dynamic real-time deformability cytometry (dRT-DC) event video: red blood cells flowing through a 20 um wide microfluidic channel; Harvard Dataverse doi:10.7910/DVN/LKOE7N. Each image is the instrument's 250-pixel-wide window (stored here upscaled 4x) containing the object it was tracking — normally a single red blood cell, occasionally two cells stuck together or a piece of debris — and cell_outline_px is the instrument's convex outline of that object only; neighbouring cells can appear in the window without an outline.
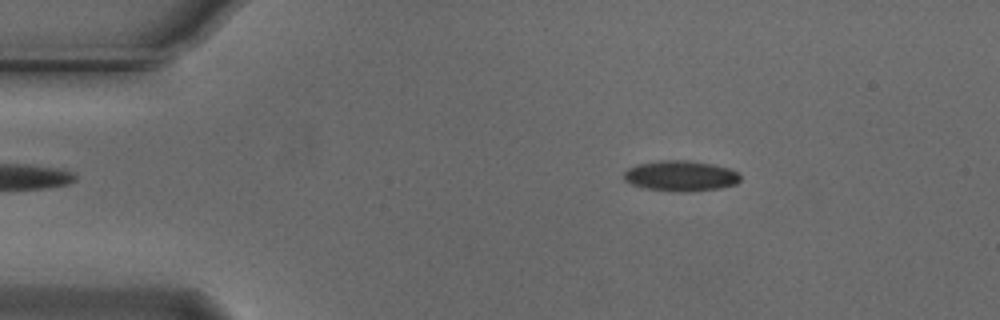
{"species": "Egyptian fruit bat (a non-hibernating species)", "species_latin": "Rousettus aegyptiacus", "temperature_condition": "cold", "stored_images_in_passage": 52, "camera_frame_rate_fps": 3000, "um_per_image_px": 0.085, "animal": {"sex": "male"}, "frame": {"image": 1, "passage_image": 8, "time_ms": 2.333, "image_size_px": [1000, 320], "cell_outline_px": [[740, 180], [736, 184], [720, 188], [684, 192], [676, 192], [644, 188], [632, 184], [624, 180], [624, 172], [628, 168], [640, 164], [660, 160], [684, 160], [712, 164], [728, 168], [736, 172], [740, 176]], "centroid_in_image_um": [57.84, 14.96], "position_along_channel_um": 27.2, "area_um2": 20.58}}
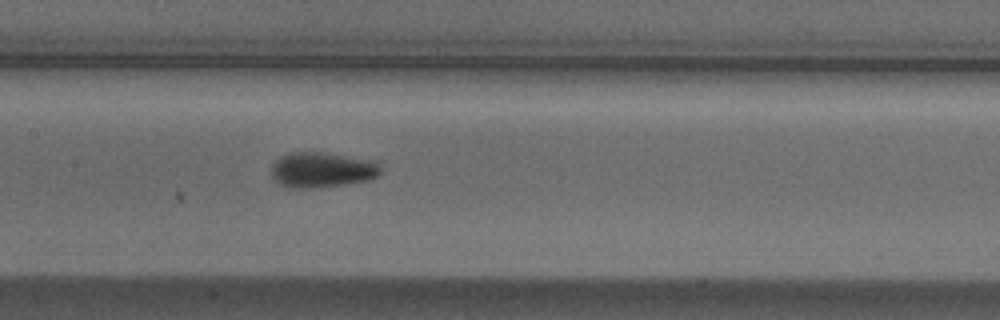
{"frame": {"image": 2, "passage_image": 25, "time_ms": 8.0, "image_size_px": [1000, 320], "cell_outline_px": [[380, 172], [376, 176], [368, 180], [320, 188], [288, 188], [280, 184], [272, 176], [272, 164], [280, 156], [292, 152], [320, 152], [376, 160], [380, 168]], "centroid_in_image_um": [27.36, 14.44], "position_along_channel_um": 180.0, "area_um2": 22.54}}
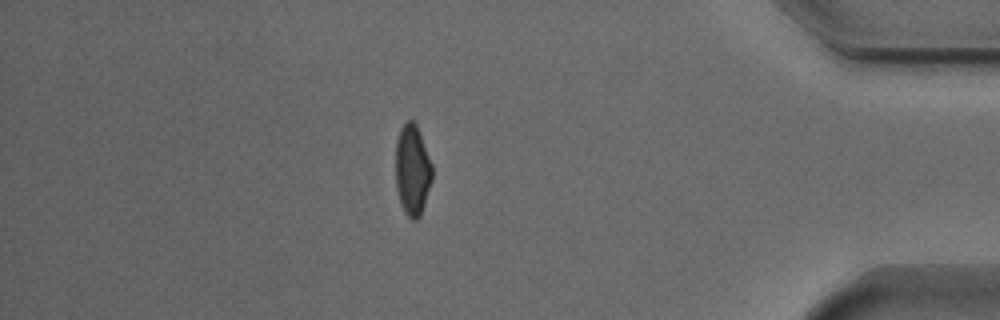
{"frame": {"image": 3, "passage_image": 46, "time_ms": 15.0, "image_size_px": [1000, 320], "cell_outline_px": [[432, 180], [420, 216], [416, 220], [412, 220], [404, 212], [396, 188], [396, 140], [400, 128], [408, 120], [412, 120], [416, 124], [432, 164]], "centroid_in_image_um": [35.05, 14.45], "position_along_channel_um": 400.2, "area_um2": 19.19}}